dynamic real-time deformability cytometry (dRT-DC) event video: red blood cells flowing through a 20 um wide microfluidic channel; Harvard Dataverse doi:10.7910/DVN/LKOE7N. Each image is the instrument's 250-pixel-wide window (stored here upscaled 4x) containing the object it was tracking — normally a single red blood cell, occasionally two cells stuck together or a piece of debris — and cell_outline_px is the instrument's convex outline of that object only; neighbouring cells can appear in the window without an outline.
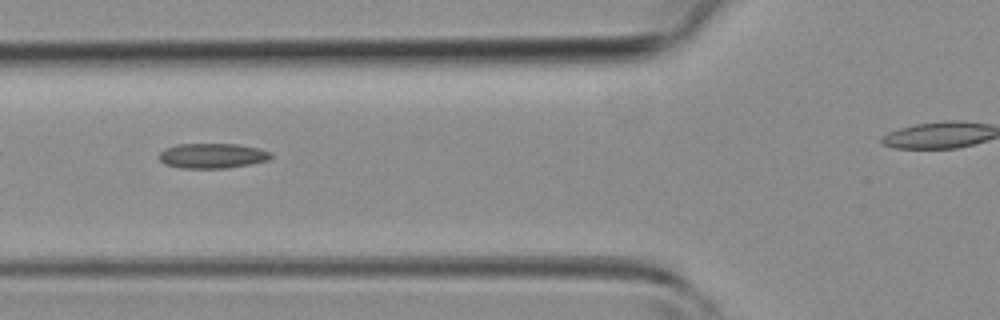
{"species": "common noctule bat (a hibernating species)", "species_latin": "Nyctalus noctula", "temperature_condition": "room temperature", "stored_images_in_passage": 36, "camera_frame_rate_fps": 3000, "um_per_image_px": 0.085, "animal": {"sex": "female", "body_mass_g": 19.3, "forearm_length_mm": 54.1}, "frame": {"image": 1, "passage_image": 15, "time_ms": 4.667, "image_size_px": [1000, 320], "cell_outline_px": [[272, 156], [268, 160], [252, 164], [228, 168], [180, 168], [164, 164], [160, 160], [160, 152], [164, 148], [176, 144], [240, 144], [260, 148], [272, 152]], "centroid_in_image_um": [18.07, 13.24], "position_along_channel_um": 107.7, "area_um2": 16.53}}
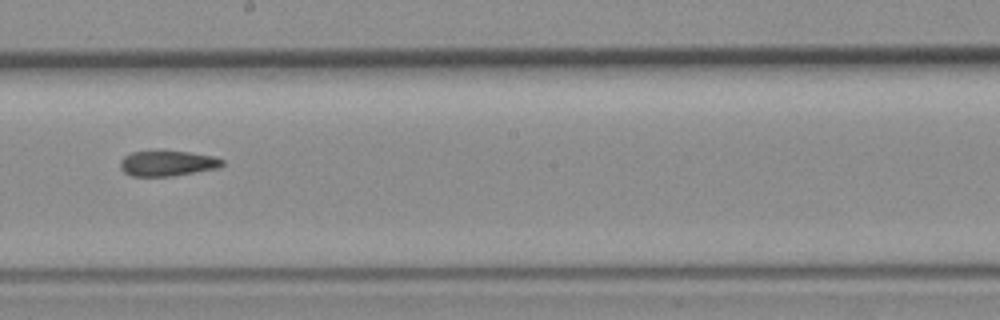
{"frame": {"image": 2, "passage_image": 23, "time_ms": 7.333, "image_size_px": [1000, 320], "cell_outline_px": [[224, 164], [216, 168], [172, 176], [132, 176], [124, 172], [120, 168], [120, 160], [124, 156], [132, 152], [188, 152], [212, 156], [224, 160]], "centroid_in_image_um": [14.2, 13.9], "position_along_channel_um": 234.0, "area_um2": 14.74}}
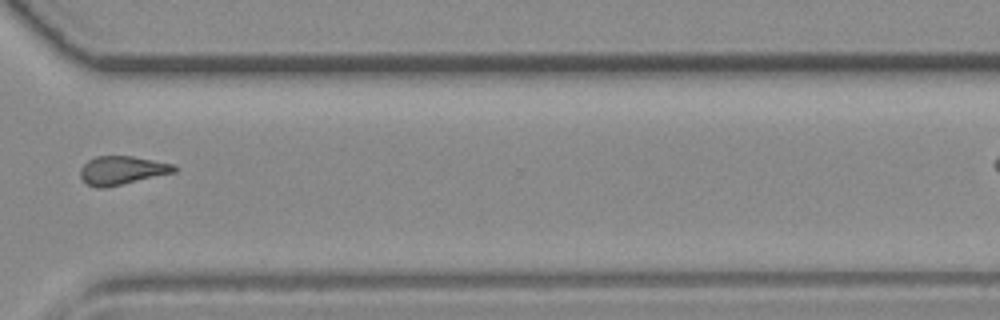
{"frame": {"image": 3, "passage_image": 31, "time_ms": 10.0, "image_size_px": [1000, 320], "cell_outline_px": [[176, 172], [104, 188], [96, 188], [88, 184], [80, 176], [80, 168], [88, 160], [96, 156], [132, 156], [172, 164], [176, 168]], "centroid_in_image_um": [10.34, 14.48], "position_along_channel_um": 360.3, "area_um2": 15.43}}